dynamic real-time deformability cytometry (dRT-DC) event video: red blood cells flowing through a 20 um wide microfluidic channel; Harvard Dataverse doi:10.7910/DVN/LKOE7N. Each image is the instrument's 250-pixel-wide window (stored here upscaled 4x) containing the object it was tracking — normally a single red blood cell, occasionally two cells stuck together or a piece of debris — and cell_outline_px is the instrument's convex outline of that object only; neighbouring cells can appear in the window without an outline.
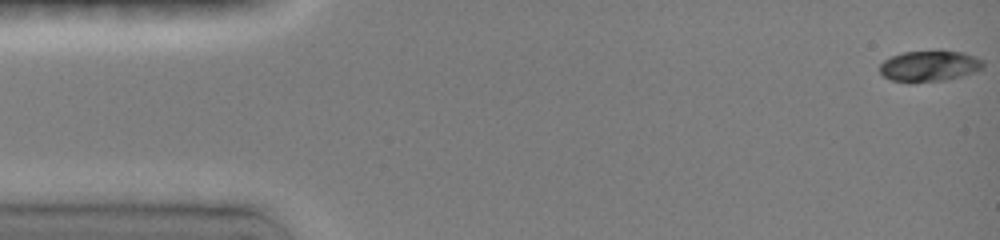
{"species": "common noctule bat (a hibernating species)", "species_latin": "Nyctalus noctula", "temperature_condition": "room temperature", "stored_images_in_passage": 16, "camera_frame_rate_fps": 3000, "um_per_image_px": 0.085, "animal": {"sex": "female", "body_mass_g": 19.0, "forearm_length_mm": 51.5}, "frame": {"image": 1, "passage_image": 1, "time_ms": 0.0, "image_size_px": [1000, 240], "cell_outline_px": [[984, 68], [960, 76], [944, 80], [908, 84], [892, 80], [884, 76], [880, 72], [880, 64], [884, 60], [892, 56], [904, 52], [964, 52], [976, 56], [984, 60]], "centroid_in_image_um": [78.99, 5.64], "position_along_channel_um": 6.0, "area_um2": 18.55}}
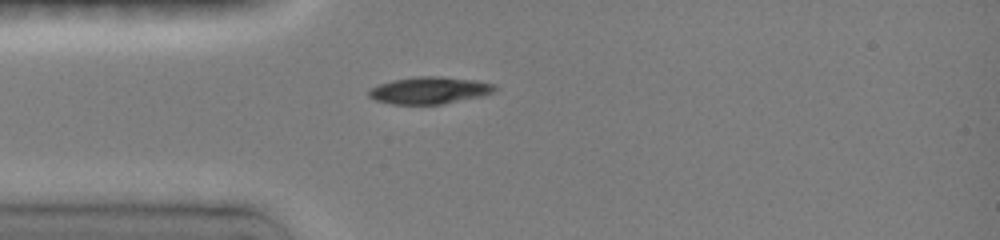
{"frame": {"image": 2, "passage_image": 10, "time_ms": 4.0, "image_size_px": [1000, 240], "cell_outline_px": [[496, 88], [492, 92], [484, 96], [444, 104], [392, 104], [376, 100], [368, 96], [368, 92], [372, 88], [380, 84], [396, 80], [424, 76], [432, 76], [472, 80], [492, 84]], "centroid_in_image_um": [36.51, 7.7], "position_along_channel_um": 48.5, "area_um2": 19.36}}
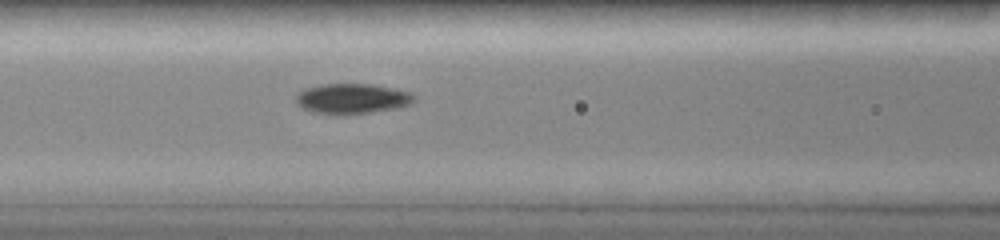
{"frame": {"image": 3, "passage_image": 16, "time_ms": 6.333, "image_size_px": [1000, 240], "cell_outline_px": [[412, 104], [400, 108], [344, 116], [332, 116], [312, 112], [296, 104], [296, 96], [300, 92], [308, 88], [324, 84], [368, 84], [408, 92], [412, 96]], "centroid_in_image_um": [29.88, 8.43], "position_along_channel_um": 136.7, "area_um2": 20.81}}